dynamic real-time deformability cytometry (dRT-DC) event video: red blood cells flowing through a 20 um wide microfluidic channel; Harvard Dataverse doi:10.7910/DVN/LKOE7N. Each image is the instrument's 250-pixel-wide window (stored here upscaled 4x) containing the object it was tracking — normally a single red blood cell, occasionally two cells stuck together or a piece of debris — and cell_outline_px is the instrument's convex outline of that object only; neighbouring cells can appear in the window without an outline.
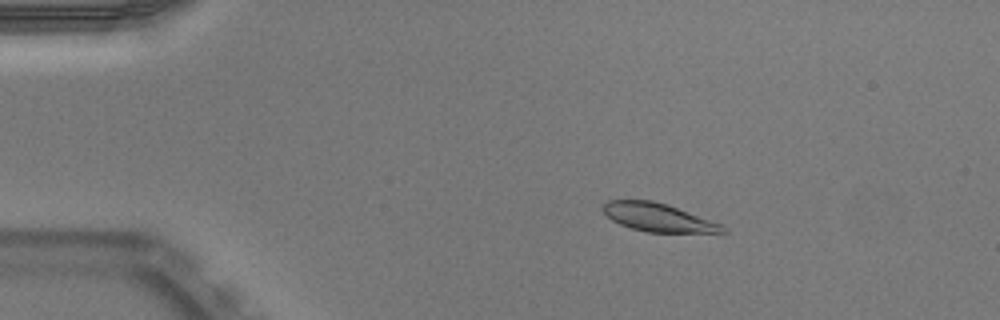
{"species": "Egyptian fruit bat (a non-hibernating species)", "species_latin": "Rousettus aegyptiacus", "temperature_condition": "warm", "stored_images_in_passage": 51, "camera_frame_rate_fps": 3000, "um_per_image_px": 0.085, "animal": {"sex": "male"}, "frame": {"image": 1, "passage_image": 9, "time_ms": 2.667, "image_size_px": [1000, 320], "cell_outline_px": [[728, 232], [648, 232], [632, 228], [620, 224], [612, 220], [604, 212], [604, 204], [608, 200], [652, 200], [668, 204], [720, 224], [728, 228]], "centroid_in_image_um": [55.94, 18.47], "position_along_channel_um": 29.1, "area_um2": 19.36}}
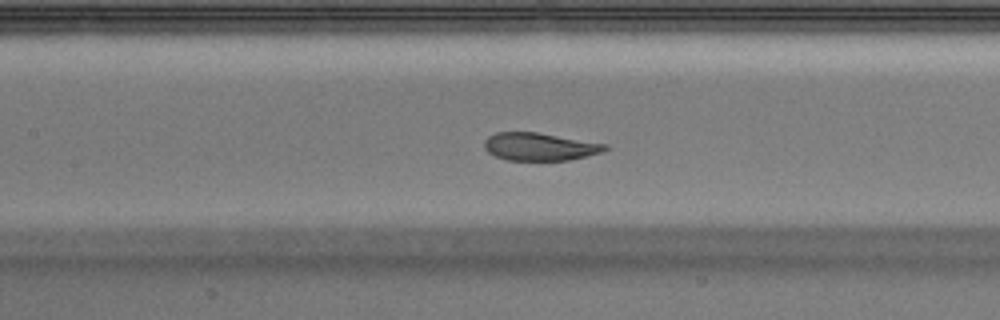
{"frame": {"image": 2, "passage_image": 24, "time_ms": 7.667, "image_size_px": [1000, 320], "cell_outline_px": [[608, 148], [600, 152], [568, 160], [508, 160], [496, 156], [488, 152], [484, 148], [484, 140], [488, 136], [496, 132], [536, 132], [608, 144]], "centroid_in_image_um": [45.83, 12.46], "position_along_channel_um": 161.6, "area_um2": 19.36}, "authors_computed_cell_mechanics": {"area_um2": 21.0392, "velocity_mm_per_s": 3.9047, "shape_relaxation_time_tau1_ms": 2.5801, "shape_relaxation_time_tau2_ms": 0.8183, "deformation_change_tau1": 0.1167, "deformation_change_tau2": 0.0412}}